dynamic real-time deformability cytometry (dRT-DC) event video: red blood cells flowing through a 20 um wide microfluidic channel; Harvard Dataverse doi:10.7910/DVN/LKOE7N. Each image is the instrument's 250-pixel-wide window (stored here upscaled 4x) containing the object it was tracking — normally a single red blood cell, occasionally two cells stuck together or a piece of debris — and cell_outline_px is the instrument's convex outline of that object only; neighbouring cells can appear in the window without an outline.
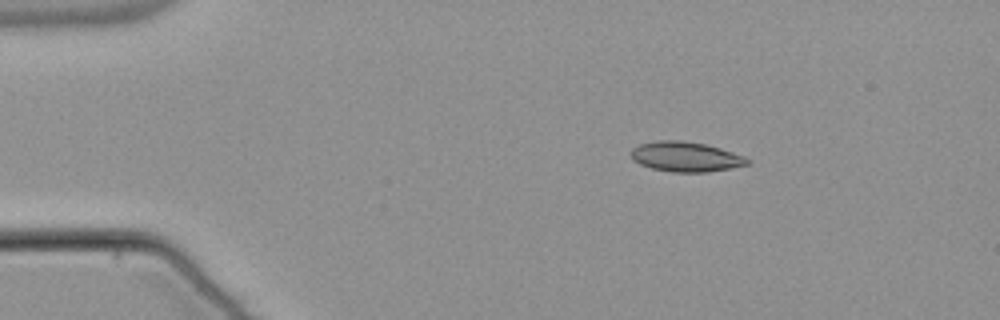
{"species": "common noctule bat (a hibernating species)", "species_latin": "Nyctalus noctula", "temperature_condition": "warm", "stored_images_in_passage": 46, "camera_frame_rate_fps": 3000, "um_per_image_px": 0.085, "animal": {"sex": "male", "body_mass_g": 21.5, "forearm_length_mm": 52.0}, "frame": {"image": 1, "passage_image": 1, "time_ms": 0.0, "image_size_px": [1000, 320], "cell_outline_px": [[752, 160], [748, 164], [708, 172], [672, 172], [652, 168], [640, 164], [632, 160], [632, 148], [640, 144], [656, 140], [680, 140], [704, 144], [720, 148], [744, 156]], "centroid_in_image_um": [58.27, 13.32], "position_along_channel_um": 26.7, "area_um2": 20.17}}
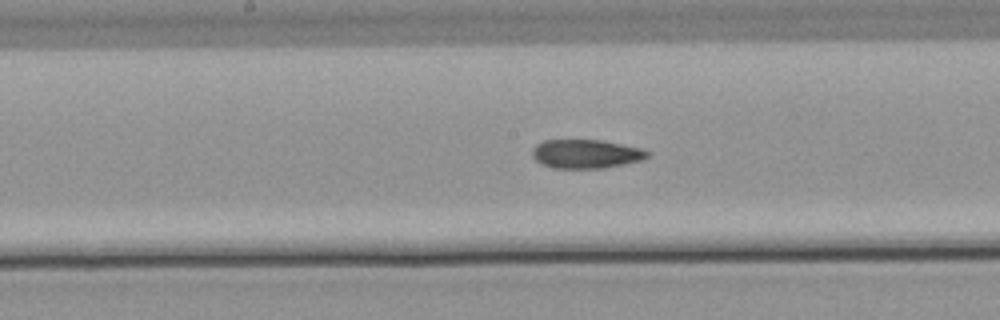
{"frame": {"image": 2, "passage_image": 20, "time_ms": 6.333, "image_size_px": [1000, 320], "cell_outline_px": [[652, 152], [644, 160], [604, 168], [556, 168], [540, 164], [532, 156], [532, 148], [536, 144], [544, 140], [600, 140], [640, 148]], "centroid_in_image_um": [49.8, 13.08], "position_along_channel_um": 198.4, "area_um2": 19.42}}
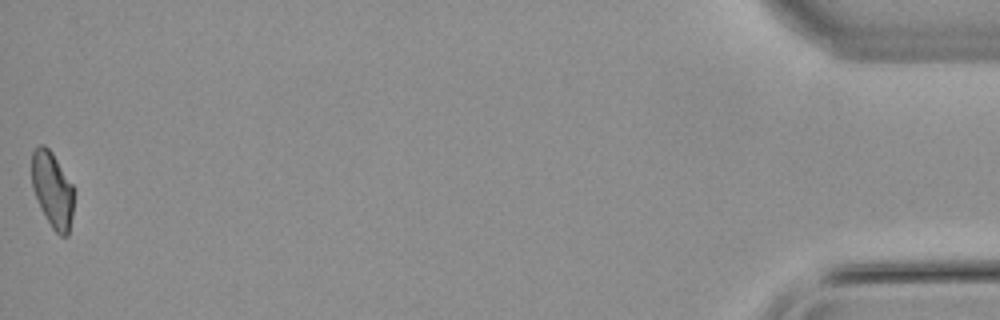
{"frame": {"image": 3, "passage_image": 46, "time_ms": 15.0, "image_size_px": [1000, 320], "cell_outline_px": [[72, 216], [68, 236], [60, 236], [52, 228], [32, 188], [32, 152], [40, 144], [44, 144], [52, 152], [72, 184]], "centroid_in_image_um": [4.45, 16.11], "position_along_channel_um": 430.8, "area_um2": 18.09}, "authors_computed_cell_mechanics": {"area_um2": 19.7098, "velocity_mm_per_s": 3.8168, "shape_relaxation_time_tau1_ms": null, "shape_relaxation_time_tau2_ms": 5.6856, "deformation_change_tau1": null, "deformation_change_tau2": 0.1167}}